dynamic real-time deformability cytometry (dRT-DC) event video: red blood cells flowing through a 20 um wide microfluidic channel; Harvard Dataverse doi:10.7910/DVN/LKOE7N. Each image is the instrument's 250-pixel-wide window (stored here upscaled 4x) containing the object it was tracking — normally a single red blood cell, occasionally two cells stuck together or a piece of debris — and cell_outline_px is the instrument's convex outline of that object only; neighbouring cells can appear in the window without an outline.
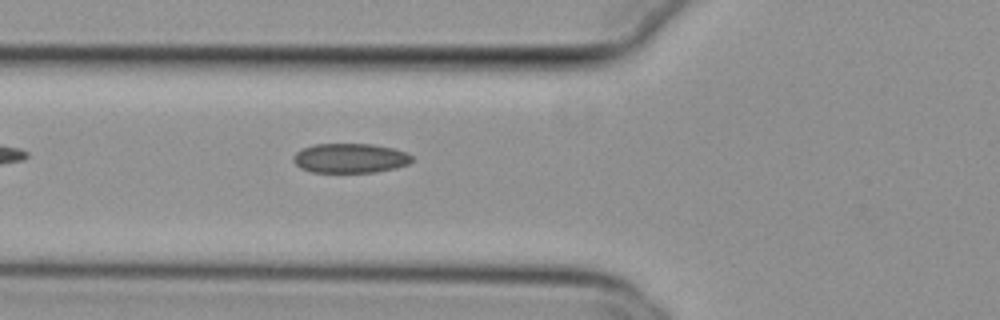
{"species": "common noctule bat (a hibernating species)", "species_latin": "Nyctalus noctula", "temperature_condition": "cold", "stored_images_in_passage": 37, "camera_frame_rate_fps": 3000, "um_per_image_px": 0.085, "animal": {"sex": "female", "body_mass_g": 29.2, "forearm_length_mm": 56.3}, "frame": {"image": 1, "passage_image": 3, "time_ms": 0.667, "image_size_px": [1000, 320], "cell_outline_px": [[412, 160], [408, 164], [396, 168], [376, 172], [312, 172], [300, 168], [292, 160], [292, 156], [300, 148], [312, 144], [372, 144], [392, 148], [404, 152], [412, 156]], "centroid_in_image_um": [29.71, 13.44], "position_along_channel_um": 96.1, "area_um2": 20.52}}
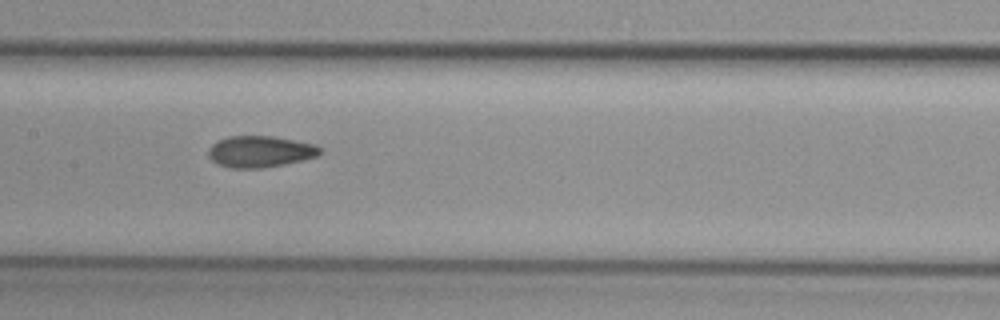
{"frame": {"image": 2, "passage_image": 10, "time_ms": 3.0, "image_size_px": [1000, 320], "cell_outline_px": [[324, 152], [316, 156], [284, 164], [264, 168], [228, 168], [216, 164], [208, 156], [208, 148], [212, 144], [228, 136], [272, 136], [316, 144]], "centroid_in_image_um": [22.09, 12.89], "position_along_channel_um": 185.3, "area_um2": 20.52}}
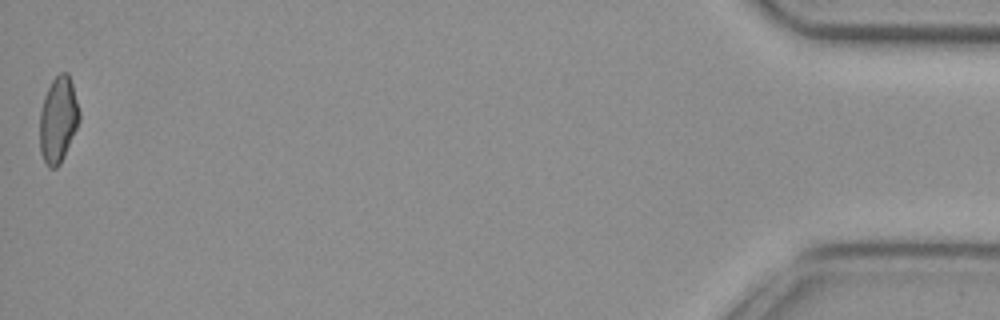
{"frame": {"image": 3, "passage_image": 37, "time_ms": 12.0, "image_size_px": [1000, 320], "cell_outline_px": [[80, 120], [64, 156], [60, 164], [56, 168], [48, 168], [40, 152], [40, 112], [44, 96], [52, 80], [60, 72], [68, 72], [72, 84], [80, 112]], "centroid_in_image_um": [4.94, 10.17], "position_along_channel_um": 430.3, "area_um2": 19.77}, "authors_computed_cell_mechanics": {"area_um2": 20.1144, "velocity_mm_per_s": 3.7987, "shape_relaxation_time_tau1_ms": null, "shape_relaxation_time_tau2_ms": 3.3727, "deformation_change_tau1": null, "deformation_change_tau2": 0.0936}}